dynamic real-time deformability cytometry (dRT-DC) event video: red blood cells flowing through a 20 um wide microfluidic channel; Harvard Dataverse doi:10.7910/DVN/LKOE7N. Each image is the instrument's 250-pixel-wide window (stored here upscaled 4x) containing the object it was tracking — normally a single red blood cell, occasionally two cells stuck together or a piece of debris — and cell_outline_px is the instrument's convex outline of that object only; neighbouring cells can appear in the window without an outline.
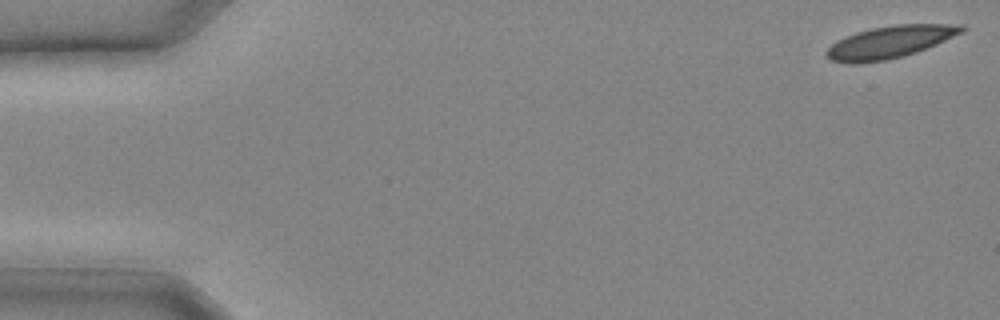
{"species": "common noctule bat (a hibernating species)", "species_latin": "Nyctalus noctula", "temperature_condition": "cold", "stored_images_in_passage": 8, "camera_frame_rate_fps": 3000, "um_per_image_px": 0.085, "animal": {"sex": "male", "body_mass_g": 20.4}, "frame": {"image": 1, "passage_image": 1, "time_ms": 0.0, "image_size_px": [1000, 320], "cell_outline_px": [[964, 32], [936, 44], [916, 52], [884, 60], [856, 64], [852, 64], [832, 60], [824, 52], [836, 40], [844, 36], [856, 32], [872, 28], [896, 24], [964, 24]], "centroid_in_image_um": [75.63, 3.56], "position_along_channel_um": 9.4, "area_um2": 25.26}}
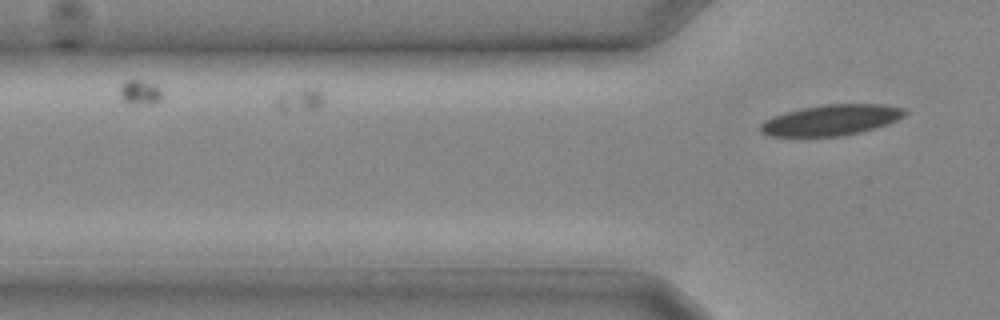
{"frame": {"image": 2, "passage_image": 8, "time_ms": 2.333, "image_size_px": [1000, 320], "cell_outline_px": [[908, 112], [904, 116], [888, 124], [860, 132], [844, 136], [768, 136], [760, 132], [760, 124], [764, 120], [772, 116], [784, 112], [824, 104], [884, 104], [904, 108]], "centroid_in_image_um": [70.64, 10.2], "position_along_channel_um": 55.2, "area_um2": 25.95}}